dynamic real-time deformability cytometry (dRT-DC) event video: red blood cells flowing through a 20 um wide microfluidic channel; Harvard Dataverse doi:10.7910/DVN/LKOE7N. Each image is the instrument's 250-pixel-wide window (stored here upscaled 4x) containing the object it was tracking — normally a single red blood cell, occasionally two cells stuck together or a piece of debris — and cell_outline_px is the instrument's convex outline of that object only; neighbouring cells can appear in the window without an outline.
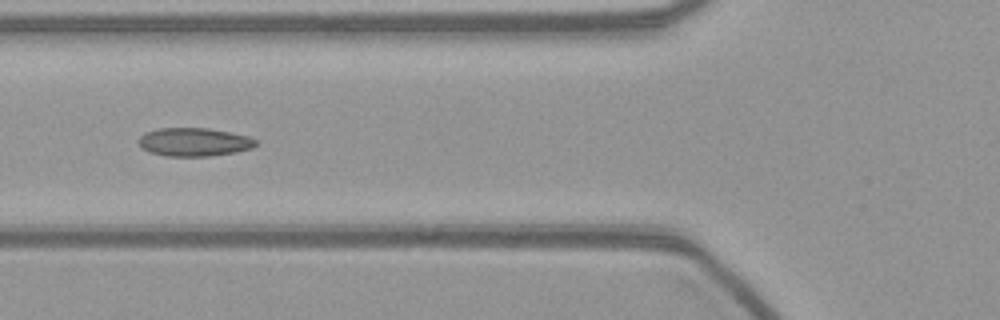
{"species": "common noctule bat (a hibernating species)", "species_latin": "Nyctalus noctula", "temperature_condition": "warm", "stored_images_in_passage": 17, "camera_frame_rate_fps": 3000, "um_per_image_px": 0.085, "animal": {"sex": "female", "body_mass_g": 21.9}, "frame": {"image": 1, "passage_image": 6, "time_ms": 1.667, "image_size_px": [1000, 320], "cell_outline_px": [[256, 144], [252, 148], [236, 152], [208, 156], [168, 156], [152, 152], [140, 148], [140, 136], [144, 132], [156, 128], [208, 128], [232, 132], [248, 136], [256, 140]], "centroid_in_image_um": [16.5, 12.06], "position_along_channel_um": 109.3, "area_um2": 19.36}}